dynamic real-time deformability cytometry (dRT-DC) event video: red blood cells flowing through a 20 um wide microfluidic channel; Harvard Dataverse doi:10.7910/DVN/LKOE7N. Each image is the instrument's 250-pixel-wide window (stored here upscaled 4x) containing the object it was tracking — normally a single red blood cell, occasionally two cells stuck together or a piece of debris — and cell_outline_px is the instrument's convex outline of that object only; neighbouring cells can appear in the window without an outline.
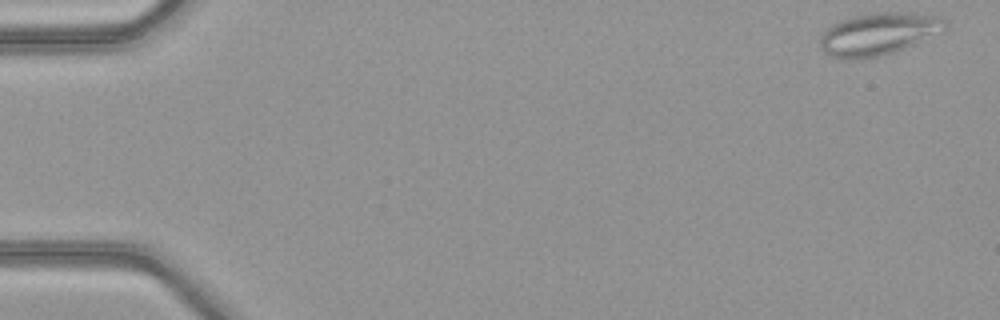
{"species": "common noctule bat (a hibernating species)", "species_latin": "Nyctalus noctula", "temperature_condition": "warm", "stored_images_in_passage": 50, "camera_frame_rate_fps": 3000, "um_per_image_px": 0.085, "animal": {"sex": "female", "body_mass_g": 21.9}, "frame": {"image": 1, "passage_image": 1, "time_ms": 0.0, "image_size_px": [1000, 320], "cell_outline_px": [[948, 28], [944, 32], [896, 52], [880, 56], [848, 60], [840, 60], [824, 52], [820, 48], [820, 36], [832, 24], [840, 20], [852, 16], [872, 12], [908, 12], [932, 16], [948, 20]], "centroid_in_image_um": [74.69, 2.89], "position_along_channel_um": 10.3, "area_um2": 31.39}}
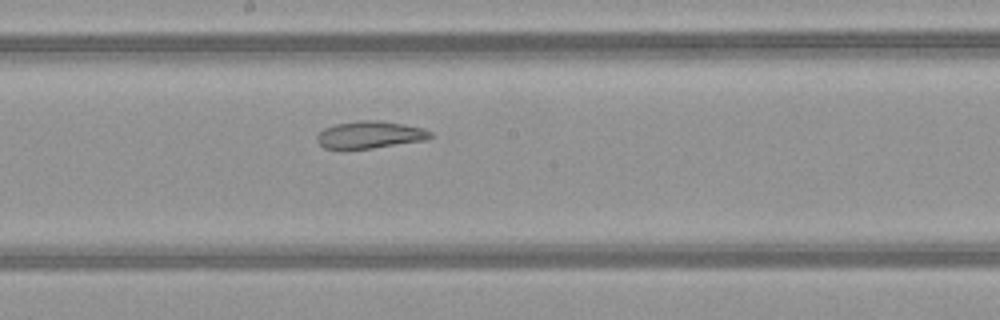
{"frame": {"image": 2, "passage_image": 27, "time_ms": 8.667, "image_size_px": [1000, 320], "cell_outline_px": [[432, 136], [424, 140], [372, 148], [344, 152], [340, 152], [324, 148], [316, 140], [316, 136], [324, 128], [336, 124], [360, 120], [380, 120], [404, 124], [424, 128], [432, 132]], "centroid_in_image_um": [31.37, 11.49], "position_along_channel_um": 216.8, "area_um2": 18.55}}
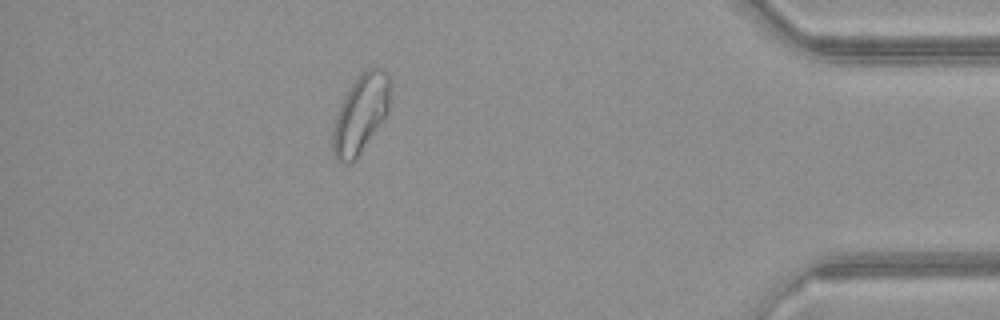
{"frame": {"image": 3, "passage_image": 44, "time_ms": 14.333, "image_size_px": [1000, 320], "cell_outline_px": [[388, 112], [356, 160], [352, 164], [340, 164], [336, 160], [332, 148], [332, 132], [336, 116], [356, 76], [368, 68], [380, 68], [388, 76]], "centroid_in_image_um": [30.62, 9.76], "position_along_channel_um": 404.6, "area_um2": 25.72}, "authors_computed_cell_mechanics": {"area_um2": 24.9118, "velocity_mm_per_s": 4.1003, "shape_relaxation_time_tau1_ms": null, "shape_relaxation_time_tau2_ms": 3.1666, "deformation_change_tau1": null, "deformation_change_tau2": 0.0944}}